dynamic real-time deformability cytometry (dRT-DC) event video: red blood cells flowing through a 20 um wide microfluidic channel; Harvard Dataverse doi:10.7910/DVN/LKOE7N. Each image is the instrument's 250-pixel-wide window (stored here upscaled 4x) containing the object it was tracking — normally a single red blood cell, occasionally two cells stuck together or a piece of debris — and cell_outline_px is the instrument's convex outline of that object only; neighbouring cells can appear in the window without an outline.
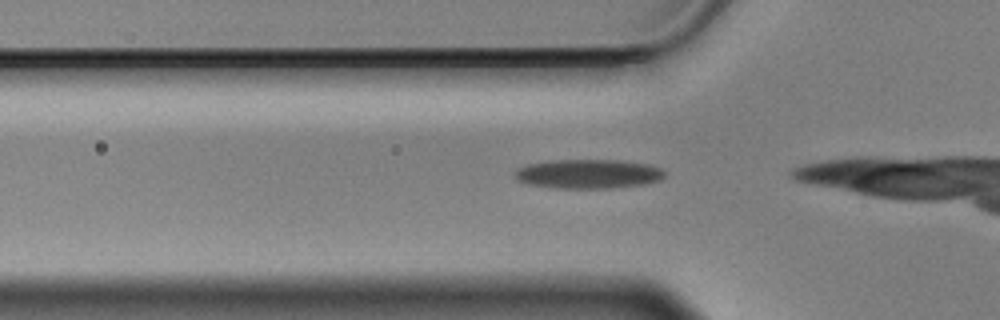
{"species": "Egyptian fruit bat (a non-hibernating species)", "species_latin": "Rousettus aegyptiacus", "temperature_condition": "cold", "stored_images_in_passage": 29, "camera_frame_rate_fps": 3000, "um_per_image_px": 0.085, "animal": {"sex": "male"}, "frame": {"image": 1, "passage_image": 2, "time_ms": 0.333, "image_size_px": [1000, 320], "cell_outline_px": [[664, 176], [660, 180], [644, 184], [608, 188], [556, 188], [528, 184], [516, 180], [512, 172], [516, 168], [528, 164], [548, 160], [620, 160], [648, 164], [660, 168], [664, 172]], "centroid_in_image_um": [49.94, 14.77], "position_along_channel_um": 75.9, "area_um2": 25.66}}
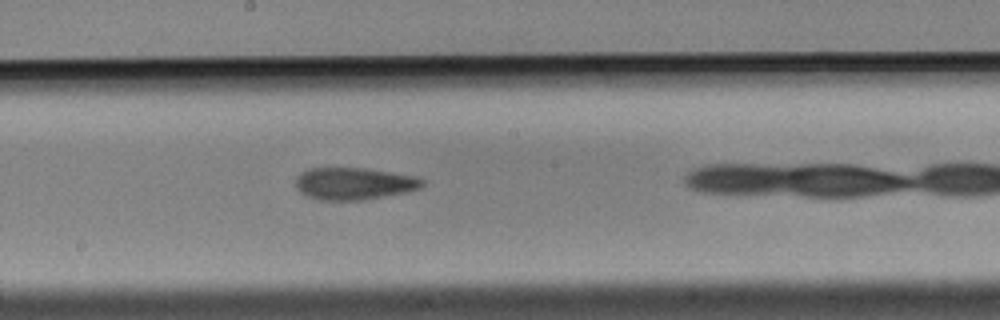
{"frame": {"image": 2, "passage_image": 14, "time_ms": 4.333, "image_size_px": [1000, 320], "cell_outline_px": [[424, 184], [420, 188], [408, 192], [364, 200], [320, 200], [308, 196], [300, 192], [296, 188], [296, 176], [300, 172], [308, 168], [364, 168], [420, 176], [424, 180]], "centroid_in_image_um": [30.12, 15.6], "position_along_channel_um": 218.1, "area_um2": 24.04}}
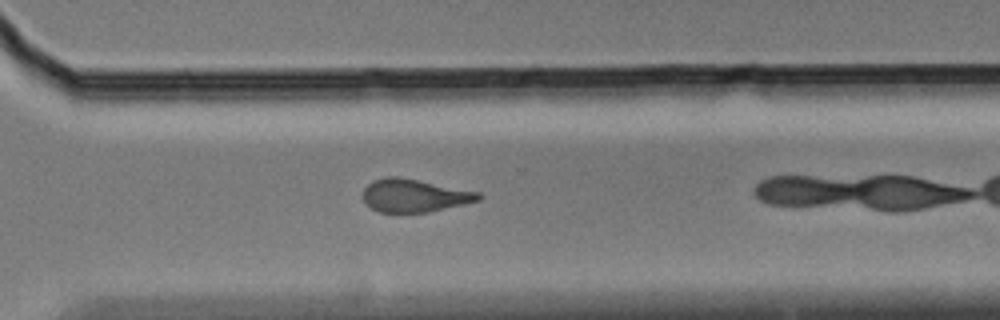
{"frame": {"image": 3, "passage_image": 24, "time_ms": 7.667, "image_size_px": [1000, 320], "cell_outline_px": [[484, 196], [480, 200], [464, 204], [428, 212], [380, 212], [372, 208], [364, 200], [364, 188], [372, 180], [388, 176], [396, 176], [480, 192]], "centroid_in_image_um": [35.24, 16.62], "position_along_channel_um": 335.4, "area_um2": 21.96}}